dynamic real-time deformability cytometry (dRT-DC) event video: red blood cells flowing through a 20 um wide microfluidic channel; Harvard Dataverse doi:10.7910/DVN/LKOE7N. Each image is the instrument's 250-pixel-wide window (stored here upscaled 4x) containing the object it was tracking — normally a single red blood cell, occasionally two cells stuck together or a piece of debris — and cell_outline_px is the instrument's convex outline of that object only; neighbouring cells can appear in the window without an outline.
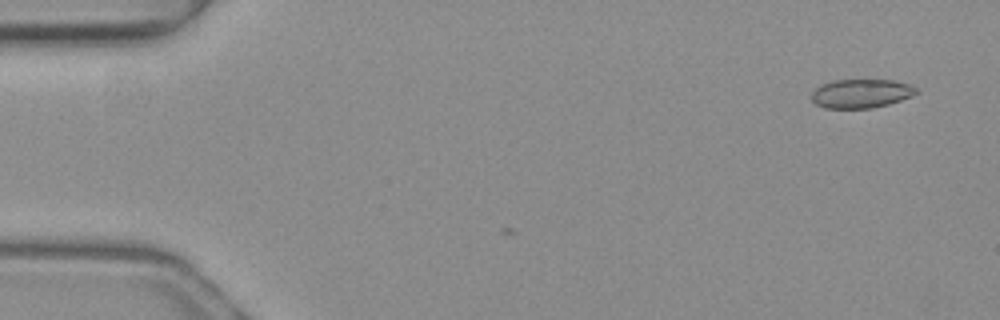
{"species": "common noctule bat (a hibernating species)", "species_latin": "Nyctalus noctula", "temperature_condition": "warm", "stored_images_in_passage": 5, "camera_frame_rate_fps": 3000, "um_per_image_px": 0.085, "animal": {"sex": "female", "body_mass_g": 19.3, "forearm_length_mm": 54.1}, "frame": {"image": 1, "passage_image": 1, "time_ms": 0.0, "image_size_px": [1000, 320], "cell_outline_px": [[916, 92], [912, 96], [888, 104], [872, 108], [824, 108], [816, 104], [812, 100], [812, 92], [820, 84], [832, 80], [892, 80], [908, 84], [916, 88]], "centroid_in_image_um": [73.15, 7.95], "position_along_channel_um": 11.8, "area_um2": 17.51}}